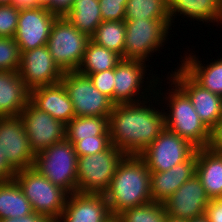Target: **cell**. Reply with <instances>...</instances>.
I'll list each match as a JSON object with an SVG mask.
<instances>
[{"label":"cell","mask_w":222,"mask_h":222,"mask_svg":"<svg viewBox=\"0 0 222 222\" xmlns=\"http://www.w3.org/2000/svg\"><path fill=\"white\" fill-rule=\"evenodd\" d=\"M145 103L115 104L109 116L111 144L125 155H139L165 129V111Z\"/></svg>","instance_id":"6da1fadb"},{"label":"cell","mask_w":222,"mask_h":222,"mask_svg":"<svg viewBox=\"0 0 222 222\" xmlns=\"http://www.w3.org/2000/svg\"><path fill=\"white\" fill-rule=\"evenodd\" d=\"M112 216L152 201L150 171L140 155H124L104 193Z\"/></svg>","instance_id":"7a4b0ae2"},{"label":"cell","mask_w":222,"mask_h":222,"mask_svg":"<svg viewBox=\"0 0 222 222\" xmlns=\"http://www.w3.org/2000/svg\"><path fill=\"white\" fill-rule=\"evenodd\" d=\"M171 87L175 89L172 88V91L168 89L170 92H166L168 97H165L168 101L165 104L170 109L168 113H164L165 128L178 134L197 149L206 148L210 130L200 120L189 97L173 82Z\"/></svg>","instance_id":"3957f363"},{"label":"cell","mask_w":222,"mask_h":222,"mask_svg":"<svg viewBox=\"0 0 222 222\" xmlns=\"http://www.w3.org/2000/svg\"><path fill=\"white\" fill-rule=\"evenodd\" d=\"M14 180L32 205L33 211L56 222L62 214L68 193L54 185L33 166L15 172Z\"/></svg>","instance_id":"277c9868"},{"label":"cell","mask_w":222,"mask_h":222,"mask_svg":"<svg viewBox=\"0 0 222 222\" xmlns=\"http://www.w3.org/2000/svg\"><path fill=\"white\" fill-rule=\"evenodd\" d=\"M77 154L64 139L36 153L33 167L69 195L77 192Z\"/></svg>","instance_id":"5b68a950"},{"label":"cell","mask_w":222,"mask_h":222,"mask_svg":"<svg viewBox=\"0 0 222 222\" xmlns=\"http://www.w3.org/2000/svg\"><path fill=\"white\" fill-rule=\"evenodd\" d=\"M124 153L111 145L106 151L77 158V192L104 194Z\"/></svg>","instance_id":"8992f818"},{"label":"cell","mask_w":222,"mask_h":222,"mask_svg":"<svg viewBox=\"0 0 222 222\" xmlns=\"http://www.w3.org/2000/svg\"><path fill=\"white\" fill-rule=\"evenodd\" d=\"M126 33L122 59L146 62L151 53L160 51L172 28L167 21L158 19L124 20Z\"/></svg>","instance_id":"52a82bcc"},{"label":"cell","mask_w":222,"mask_h":222,"mask_svg":"<svg viewBox=\"0 0 222 222\" xmlns=\"http://www.w3.org/2000/svg\"><path fill=\"white\" fill-rule=\"evenodd\" d=\"M90 38L78 31L64 16L52 26L47 47L63 73L77 71Z\"/></svg>","instance_id":"ba28073f"},{"label":"cell","mask_w":222,"mask_h":222,"mask_svg":"<svg viewBox=\"0 0 222 222\" xmlns=\"http://www.w3.org/2000/svg\"><path fill=\"white\" fill-rule=\"evenodd\" d=\"M73 103L75 117H109L114 103L95 88L90 78L77 71L65 72L61 78Z\"/></svg>","instance_id":"9c48e42d"},{"label":"cell","mask_w":222,"mask_h":222,"mask_svg":"<svg viewBox=\"0 0 222 222\" xmlns=\"http://www.w3.org/2000/svg\"><path fill=\"white\" fill-rule=\"evenodd\" d=\"M196 150L190 142L165 128L139 155L150 172H164L186 161Z\"/></svg>","instance_id":"30bf717a"},{"label":"cell","mask_w":222,"mask_h":222,"mask_svg":"<svg viewBox=\"0 0 222 222\" xmlns=\"http://www.w3.org/2000/svg\"><path fill=\"white\" fill-rule=\"evenodd\" d=\"M0 147L5 161L15 172L34 165L36 154L31 149L20 116L0 117Z\"/></svg>","instance_id":"8fae6325"},{"label":"cell","mask_w":222,"mask_h":222,"mask_svg":"<svg viewBox=\"0 0 222 222\" xmlns=\"http://www.w3.org/2000/svg\"><path fill=\"white\" fill-rule=\"evenodd\" d=\"M20 117L35 154L66 139V125L47 112L39 110L30 101L20 113Z\"/></svg>","instance_id":"7c38bea8"},{"label":"cell","mask_w":222,"mask_h":222,"mask_svg":"<svg viewBox=\"0 0 222 222\" xmlns=\"http://www.w3.org/2000/svg\"><path fill=\"white\" fill-rule=\"evenodd\" d=\"M146 70L145 62L139 60L121 59L117 63L114 68V104L138 103L141 102L140 99L148 100L149 97L147 96L151 94L148 93L149 95H147L146 93L145 95L144 93L151 92V90H153V98H155V90L159 91V89H154V87H157V82H159L157 79L150 80L147 88L144 87V92H141L142 90L140 89L143 87L142 84L146 76L145 73H147ZM142 94L144 95L142 96ZM138 95H140L139 98Z\"/></svg>","instance_id":"4fadbf2b"},{"label":"cell","mask_w":222,"mask_h":222,"mask_svg":"<svg viewBox=\"0 0 222 222\" xmlns=\"http://www.w3.org/2000/svg\"><path fill=\"white\" fill-rule=\"evenodd\" d=\"M56 14L47 8L21 9L14 36L20 53L47 45Z\"/></svg>","instance_id":"5bb4252c"},{"label":"cell","mask_w":222,"mask_h":222,"mask_svg":"<svg viewBox=\"0 0 222 222\" xmlns=\"http://www.w3.org/2000/svg\"><path fill=\"white\" fill-rule=\"evenodd\" d=\"M18 73L29 90L59 83L64 74L54 62L47 45L21 52Z\"/></svg>","instance_id":"9a60e30c"},{"label":"cell","mask_w":222,"mask_h":222,"mask_svg":"<svg viewBox=\"0 0 222 222\" xmlns=\"http://www.w3.org/2000/svg\"><path fill=\"white\" fill-rule=\"evenodd\" d=\"M178 68L167 79L189 97L200 120L210 130L222 117V97L204 89L181 67Z\"/></svg>","instance_id":"2e32d148"},{"label":"cell","mask_w":222,"mask_h":222,"mask_svg":"<svg viewBox=\"0 0 222 222\" xmlns=\"http://www.w3.org/2000/svg\"><path fill=\"white\" fill-rule=\"evenodd\" d=\"M210 198L200 179L195 174L183 183L165 202L167 215L173 218L191 220L206 213Z\"/></svg>","instance_id":"e0dca14e"},{"label":"cell","mask_w":222,"mask_h":222,"mask_svg":"<svg viewBox=\"0 0 222 222\" xmlns=\"http://www.w3.org/2000/svg\"><path fill=\"white\" fill-rule=\"evenodd\" d=\"M112 217L104 194L75 192L68 195L56 222H106Z\"/></svg>","instance_id":"ac0fdd59"},{"label":"cell","mask_w":222,"mask_h":222,"mask_svg":"<svg viewBox=\"0 0 222 222\" xmlns=\"http://www.w3.org/2000/svg\"><path fill=\"white\" fill-rule=\"evenodd\" d=\"M29 101L39 110L67 125L74 117L73 103L62 82L30 90Z\"/></svg>","instance_id":"d6986e66"},{"label":"cell","mask_w":222,"mask_h":222,"mask_svg":"<svg viewBox=\"0 0 222 222\" xmlns=\"http://www.w3.org/2000/svg\"><path fill=\"white\" fill-rule=\"evenodd\" d=\"M196 151L184 162L164 172H150L152 201L164 203L176 190L196 174Z\"/></svg>","instance_id":"ffe728a7"},{"label":"cell","mask_w":222,"mask_h":222,"mask_svg":"<svg viewBox=\"0 0 222 222\" xmlns=\"http://www.w3.org/2000/svg\"><path fill=\"white\" fill-rule=\"evenodd\" d=\"M30 99V90L18 72L0 71V117L20 116Z\"/></svg>","instance_id":"44dd1931"},{"label":"cell","mask_w":222,"mask_h":222,"mask_svg":"<svg viewBox=\"0 0 222 222\" xmlns=\"http://www.w3.org/2000/svg\"><path fill=\"white\" fill-rule=\"evenodd\" d=\"M196 175L210 199L222 198V153L206 148L196 150Z\"/></svg>","instance_id":"7402d4cb"},{"label":"cell","mask_w":222,"mask_h":222,"mask_svg":"<svg viewBox=\"0 0 222 222\" xmlns=\"http://www.w3.org/2000/svg\"><path fill=\"white\" fill-rule=\"evenodd\" d=\"M171 26L173 18L178 14L191 20L204 22L221 21V0H167Z\"/></svg>","instance_id":"603a6c76"},{"label":"cell","mask_w":222,"mask_h":222,"mask_svg":"<svg viewBox=\"0 0 222 222\" xmlns=\"http://www.w3.org/2000/svg\"><path fill=\"white\" fill-rule=\"evenodd\" d=\"M180 66L197 84L222 97V58L203 65L196 55L184 56ZM203 65V66H202Z\"/></svg>","instance_id":"cb8c5ba5"},{"label":"cell","mask_w":222,"mask_h":222,"mask_svg":"<svg viewBox=\"0 0 222 222\" xmlns=\"http://www.w3.org/2000/svg\"><path fill=\"white\" fill-rule=\"evenodd\" d=\"M64 17L89 38L103 22L99 0H74L70 11Z\"/></svg>","instance_id":"d4e9b609"},{"label":"cell","mask_w":222,"mask_h":222,"mask_svg":"<svg viewBox=\"0 0 222 222\" xmlns=\"http://www.w3.org/2000/svg\"><path fill=\"white\" fill-rule=\"evenodd\" d=\"M33 212L32 205L14 179L0 182V220L22 217Z\"/></svg>","instance_id":"484cf974"},{"label":"cell","mask_w":222,"mask_h":222,"mask_svg":"<svg viewBox=\"0 0 222 222\" xmlns=\"http://www.w3.org/2000/svg\"><path fill=\"white\" fill-rule=\"evenodd\" d=\"M121 59V56L115 51L97 45L90 39L77 72L88 75L114 69Z\"/></svg>","instance_id":"4316f807"},{"label":"cell","mask_w":222,"mask_h":222,"mask_svg":"<svg viewBox=\"0 0 222 222\" xmlns=\"http://www.w3.org/2000/svg\"><path fill=\"white\" fill-rule=\"evenodd\" d=\"M93 136H110L109 117H74L66 125V139L68 141H80L93 138Z\"/></svg>","instance_id":"83f0119b"},{"label":"cell","mask_w":222,"mask_h":222,"mask_svg":"<svg viewBox=\"0 0 222 222\" xmlns=\"http://www.w3.org/2000/svg\"><path fill=\"white\" fill-rule=\"evenodd\" d=\"M158 19L171 25L167 0H128L124 20Z\"/></svg>","instance_id":"f1b7e54d"},{"label":"cell","mask_w":222,"mask_h":222,"mask_svg":"<svg viewBox=\"0 0 222 222\" xmlns=\"http://www.w3.org/2000/svg\"><path fill=\"white\" fill-rule=\"evenodd\" d=\"M125 21H103L90 38L97 45L115 51L121 57L124 53L125 44Z\"/></svg>","instance_id":"f546056e"},{"label":"cell","mask_w":222,"mask_h":222,"mask_svg":"<svg viewBox=\"0 0 222 222\" xmlns=\"http://www.w3.org/2000/svg\"><path fill=\"white\" fill-rule=\"evenodd\" d=\"M167 212L164 203L151 201L126 209L117 215L120 222H165Z\"/></svg>","instance_id":"4dcf8cb0"},{"label":"cell","mask_w":222,"mask_h":222,"mask_svg":"<svg viewBox=\"0 0 222 222\" xmlns=\"http://www.w3.org/2000/svg\"><path fill=\"white\" fill-rule=\"evenodd\" d=\"M21 53L14 38L0 37V71L18 72Z\"/></svg>","instance_id":"1f68e13d"},{"label":"cell","mask_w":222,"mask_h":222,"mask_svg":"<svg viewBox=\"0 0 222 222\" xmlns=\"http://www.w3.org/2000/svg\"><path fill=\"white\" fill-rule=\"evenodd\" d=\"M70 142L74 146L77 157L106 151L112 145L110 136H93V138Z\"/></svg>","instance_id":"d6a6232c"},{"label":"cell","mask_w":222,"mask_h":222,"mask_svg":"<svg viewBox=\"0 0 222 222\" xmlns=\"http://www.w3.org/2000/svg\"><path fill=\"white\" fill-rule=\"evenodd\" d=\"M20 10L11 5H0V37L14 38Z\"/></svg>","instance_id":"836d02e7"},{"label":"cell","mask_w":222,"mask_h":222,"mask_svg":"<svg viewBox=\"0 0 222 222\" xmlns=\"http://www.w3.org/2000/svg\"><path fill=\"white\" fill-rule=\"evenodd\" d=\"M102 21H122L128 0H99Z\"/></svg>","instance_id":"e575fe53"},{"label":"cell","mask_w":222,"mask_h":222,"mask_svg":"<svg viewBox=\"0 0 222 222\" xmlns=\"http://www.w3.org/2000/svg\"><path fill=\"white\" fill-rule=\"evenodd\" d=\"M86 76L90 78L96 89L109 97L114 103V69L88 74Z\"/></svg>","instance_id":"d590c367"},{"label":"cell","mask_w":222,"mask_h":222,"mask_svg":"<svg viewBox=\"0 0 222 222\" xmlns=\"http://www.w3.org/2000/svg\"><path fill=\"white\" fill-rule=\"evenodd\" d=\"M207 148L211 151L222 153V117L210 129V138Z\"/></svg>","instance_id":"8d00e7d4"},{"label":"cell","mask_w":222,"mask_h":222,"mask_svg":"<svg viewBox=\"0 0 222 222\" xmlns=\"http://www.w3.org/2000/svg\"><path fill=\"white\" fill-rule=\"evenodd\" d=\"M205 216L209 222H222V198L210 199Z\"/></svg>","instance_id":"74e56055"},{"label":"cell","mask_w":222,"mask_h":222,"mask_svg":"<svg viewBox=\"0 0 222 222\" xmlns=\"http://www.w3.org/2000/svg\"><path fill=\"white\" fill-rule=\"evenodd\" d=\"M74 0H51L49 11L57 16H65L71 9Z\"/></svg>","instance_id":"f35d334b"},{"label":"cell","mask_w":222,"mask_h":222,"mask_svg":"<svg viewBox=\"0 0 222 222\" xmlns=\"http://www.w3.org/2000/svg\"><path fill=\"white\" fill-rule=\"evenodd\" d=\"M0 222H53L49 217L44 216L38 213H31L26 216L17 217V218H6L0 220Z\"/></svg>","instance_id":"ab89813d"},{"label":"cell","mask_w":222,"mask_h":222,"mask_svg":"<svg viewBox=\"0 0 222 222\" xmlns=\"http://www.w3.org/2000/svg\"><path fill=\"white\" fill-rule=\"evenodd\" d=\"M15 171L5 161L4 153L0 147V182L13 180Z\"/></svg>","instance_id":"60d3db41"},{"label":"cell","mask_w":222,"mask_h":222,"mask_svg":"<svg viewBox=\"0 0 222 222\" xmlns=\"http://www.w3.org/2000/svg\"><path fill=\"white\" fill-rule=\"evenodd\" d=\"M12 5L19 10L39 7L36 0H13Z\"/></svg>","instance_id":"b9f144b4"},{"label":"cell","mask_w":222,"mask_h":222,"mask_svg":"<svg viewBox=\"0 0 222 222\" xmlns=\"http://www.w3.org/2000/svg\"><path fill=\"white\" fill-rule=\"evenodd\" d=\"M36 2L39 7L47 8L49 10L51 0H36Z\"/></svg>","instance_id":"7bdbcfd3"},{"label":"cell","mask_w":222,"mask_h":222,"mask_svg":"<svg viewBox=\"0 0 222 222\" xmlns=\"http://www.w3.org/2000/svg\"><path fill=\"white\" fill-rule=\"evenodd\" d=\"M187 222H209V221H208L207 217L204 215L202 217L187 220Z\"/></svg>","instance_id":"ee69618b"},{"label":"cell","mask_w":222,"mask_h":222,"mask_svg":"<svg viewBox=\"0 0 222 222\" xmlns=\"http://www.w3.org/2000/svg\"><path fill=\"white\" fill-rule=\"evenodd\" d=\"M165 222H187V220L167 216Z\"/></svg>","instance_id":"f6af8a7d"},{"label":"cell","mask_w":222,"mask_h":222,"mask_svg":"<svg viewBox=\"0 0 222 222\" xmlns=\"http://www.w3.org/2000/svg\"><path fill=\"white\" fill-rule=\"evenodd\" d=\"M13 0H0V5H11Z\"/></svg>","instance_id":"bcb514c9"},{"label":"cell","mask_w":222,"mask_h":222,"mask_svg":"<svg viewBox=\"0 0 222 222\" xmlns=\"http://www.w3.org/2000/svg\"><path fill=\"white\" fill-rule=\"evenodd\" d=\"M106 222H120L119 219L117 218V216H112L109 220H107Z\"/></svg>","instance_id":"7dc6e473"},{"label":"cell","mask_w":222,"mask_h":222,"mask_svg":"<svg viewBox=\"0 0 222 222\" xmlns=\"http://www.w3.org/2000/svg\"><path fill=\"white\" fill-rule=\"evenodd\" d=\"M221 21H222V0H221Z\"/></svg>","instance_id":"c3c4849f"}]
</instances>
